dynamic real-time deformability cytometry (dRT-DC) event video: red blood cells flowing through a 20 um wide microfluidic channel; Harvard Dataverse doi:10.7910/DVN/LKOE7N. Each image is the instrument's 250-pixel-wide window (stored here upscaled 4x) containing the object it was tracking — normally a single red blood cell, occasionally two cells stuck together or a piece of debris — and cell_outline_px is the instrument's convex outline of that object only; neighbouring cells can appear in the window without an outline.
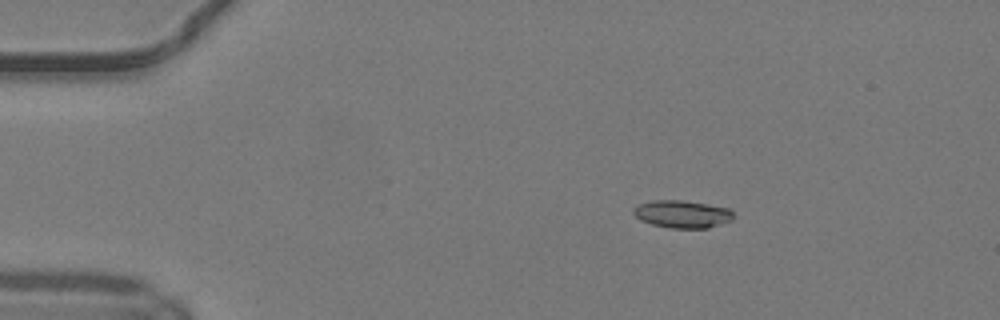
{"species": "common noctule bat (a hibernating species)", "species_latin": "Nyctalus noctula", "temperature_condition": "warm", "stored_images_in_passage": 22, "camera_frame_rate_fps": 3000, "um_per_image_px": 0.085, "animal": {"sex": "male", "body_mass_g": 19.2, "forearm_length_mm": 51.8}, "frame": {"image": 1, "passage_image": 8, "time_ms": 2.333, "image_size_px": [1000, 320], "cell_outline_px": [[732, 220], [708, 228], [668, 228], [652, 224], [640, 220], [632, 212], [632, 208], [640, 204], [652, 200], [680, 200], [708, 204], [728, 208], [732, 212]], "centroid_in_image_um": [57.96, 18.2], "position_along_channel_um": 27.0, "area_um2": 16.01}}
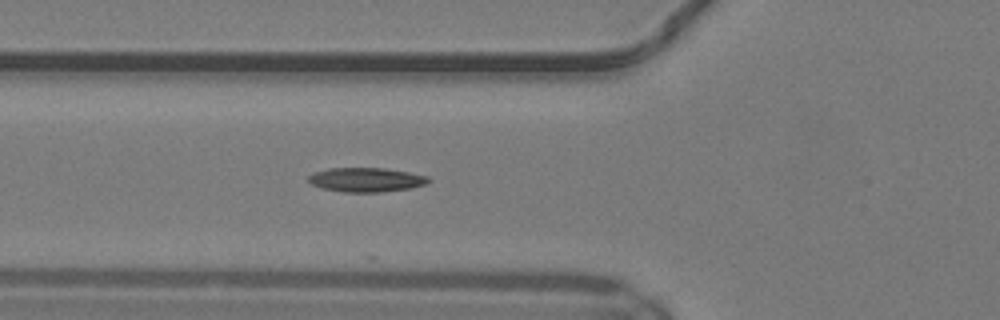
{"frame": {"image": 2, "passage_image": 18, "time_ms": 5.667, "image_size_px": [1000, 320], "cell_outline_px": [[432, 180], [424, 184], [408, 188], [380, 192], [344, 192], [324, 188], [312, 184], [308, 180], [308, 176], [316, 172], [328, 168], [384, 168], [408, 172], [428, 176]], "centroid_in_image_um": [31.13, 15.27], "position_along_channel_um": 94.7, "area_um2": 16.7}}
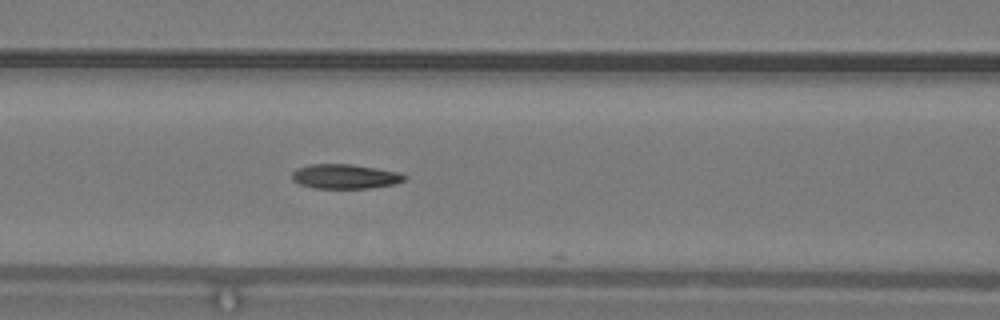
{"frame": {"image": 3, "passage_image": 21, "time_ms": 6.667, "image_size_px": [1000, 320], "cell_outline_px": [[408, 176], [404, 180], [396, 184], [368, 188], [316, 188], [300, 184], [292, 180], [292, 172], [296, 168], [308, 164], [352, 164], [376, 168], [396, 172]], "centroid_in_image_um": [29.3, 14.99], "position_along_channel_um": 137.3, "area_um2": 16.07}}